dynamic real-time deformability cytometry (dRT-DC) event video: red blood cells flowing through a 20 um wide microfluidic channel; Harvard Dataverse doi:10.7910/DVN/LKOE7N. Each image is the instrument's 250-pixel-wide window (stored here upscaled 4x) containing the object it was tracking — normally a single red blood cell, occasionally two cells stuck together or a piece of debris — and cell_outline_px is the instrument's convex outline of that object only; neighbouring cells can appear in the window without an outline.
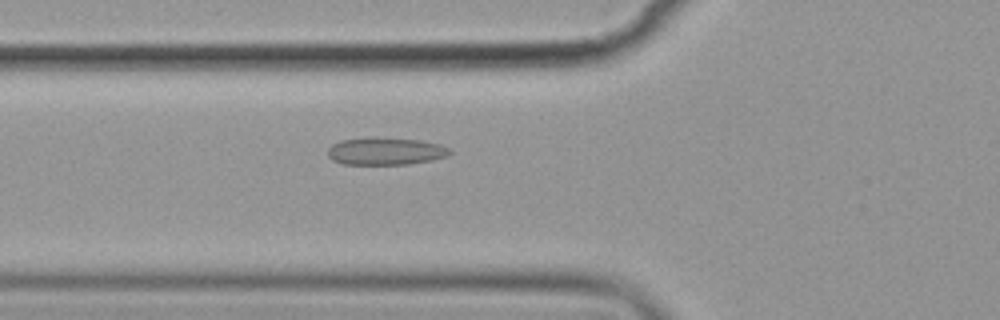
{"species": "common noctule bat (a hibernating species)", "species_latin": "Nyctalus noctula", "temperature_condition": "cold", "stored_images_in_passage": 58, "camera_frame_rate_fps": 3000, "um_per_image_px": 0.085, "animal": {"sex": "female", "body_mass_g": 19.9}, "frame": {"image": 1, "passage_image": 22, "time_ms": 7.0, "image_size_px": [1000, 320], "cell_outline_px": [[452, 152], [448, 156], [432, 160], [408, 164], [344, 164], [332, 160], [328, 156], [328, 148], [332, 144], [340, 140], [372, 136], [376, 136], [420, 140], [440, 144], [448, 148]], "centroid_in_image_um": [32.76, 12.83], "position_along_channel_um": 93.0, "area_um2": 19.83}}
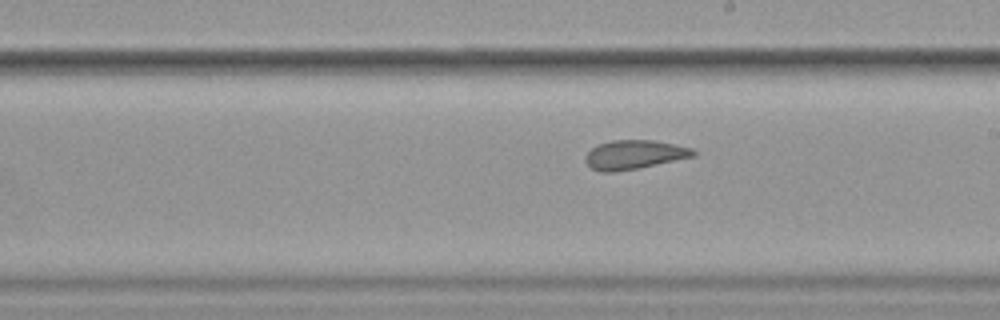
{"frame": {"image": 2, "passage_image": 34, "time_ms": 11.0, "image_size_px": [1000, 320], "cell_outline_px": [[696, 156], [640, 168], [616, 172], [600, 172], [592, 168], [584, 160], [584, 156], [592, 148], [600, 144], [612, 140], [656, 140], [692, 148], [696, 152]], "centroid_in_image_um": [53.92, 13.15], "position_along_channel_um": 235.1, "area_um2": 18.38}}
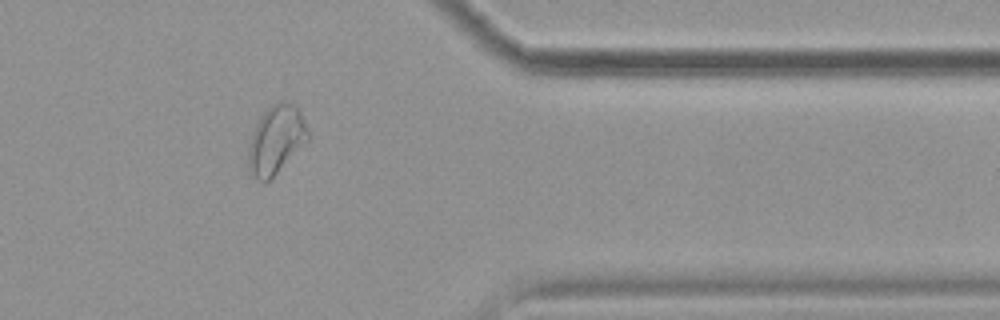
{"frame": {"image": 3, "passage_image": 48, "time_ms": 15.667, "image_size_px": [1000, 320], "cell_outline_px": [[308, 140], [264, 184], [248, 176], [248, 144], [252, 132], [260, 116], [272, 104], [280, 100], [292, 104], [300, 112], [308, 132]], "centroid_in_image_um": [23.39, 11.91], "position_along_channel_um": 388.0, "area_um2": 23.58}, "authors_computed_cell_mechanics": {"area_um2": 21.1548, "velocity_mm_per_s": 3.5532, "shape_relaxation_time_tau1_ms": null, "shape_relaxation_time_tau2_ms": 1.1673, "deformation_change_tau1": null, "deformation_change_tau2": 0.069}}